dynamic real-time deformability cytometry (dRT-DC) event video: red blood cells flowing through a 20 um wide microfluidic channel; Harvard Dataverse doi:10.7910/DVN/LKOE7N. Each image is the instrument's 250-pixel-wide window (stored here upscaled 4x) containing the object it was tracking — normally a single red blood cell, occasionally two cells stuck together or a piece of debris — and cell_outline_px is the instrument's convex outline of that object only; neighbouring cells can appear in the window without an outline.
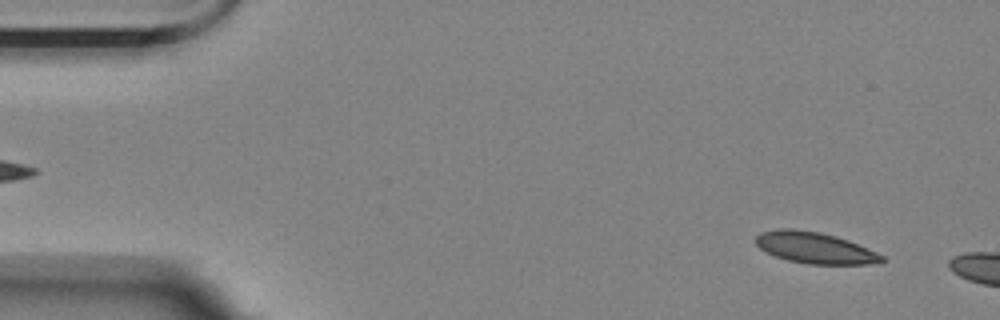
{"species": "Egyptian fruit bat (a non-hibernating species)", "species_latin": "Rousettus aegyptiacus", "temperature_condition": "room temperature", "stored_images_in_passage": 12, "camera_frame_rate_fps": 3000, "um_per_image_px": 0.085, "animal": {"sex": "female"}, "frame": {"image": 1, "passage_image": 4, "time_ms": 1.0, "image_size_px": [1000, 320], "cell_outline_px": [[884, 260], [868, 264], [808, 264], [788, 260], [776, 256], [760, 248], [756, 244], [756, 236], [760, 232], [780, 228], [796, 228], [820, 232], [836, 236], [848, 240], [876, 252], [884, 256]], "centroid_in_image_um": [69.23, 21.05], "position_along_channel_um": 15.8, "area_um2": 22.83}}